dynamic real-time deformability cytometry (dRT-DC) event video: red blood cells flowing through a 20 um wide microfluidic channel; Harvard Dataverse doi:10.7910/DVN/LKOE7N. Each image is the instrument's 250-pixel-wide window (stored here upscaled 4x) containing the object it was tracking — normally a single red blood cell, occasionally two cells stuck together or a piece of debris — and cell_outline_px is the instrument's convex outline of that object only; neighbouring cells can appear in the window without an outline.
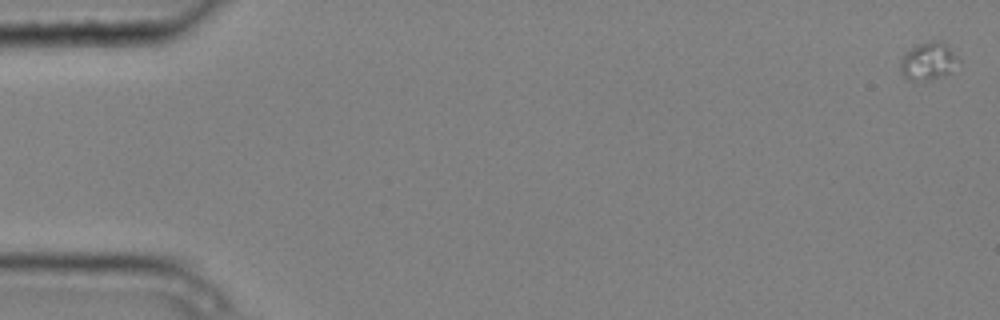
{"species": "common noctule bat (a hibernating species)", "species_latin": "Nyctalus noctula", "temperature_condition": "cold", "stored_images_in_passage": 4, "camera_frame_rate_fps": 3000, "um_per_image_px": 0.085, "animal": {"sex": "male", "body_mass_g": 20.4}, "frame": {"image": 1, "passage_image": 1, "time_ms": 0.0, "image_size_px": [1000, 320], "cell_outline_px": [[960, 60], [944, 76], [932, 80], [908, 80], [900, 72], [900, 60], [912, 48], [920, 44], [932, 40], [940, 40]], "centroid_in_image_um": [78.87, 5.22], "position_along_channel_um": 6.1, "area_um2": 12.37}}